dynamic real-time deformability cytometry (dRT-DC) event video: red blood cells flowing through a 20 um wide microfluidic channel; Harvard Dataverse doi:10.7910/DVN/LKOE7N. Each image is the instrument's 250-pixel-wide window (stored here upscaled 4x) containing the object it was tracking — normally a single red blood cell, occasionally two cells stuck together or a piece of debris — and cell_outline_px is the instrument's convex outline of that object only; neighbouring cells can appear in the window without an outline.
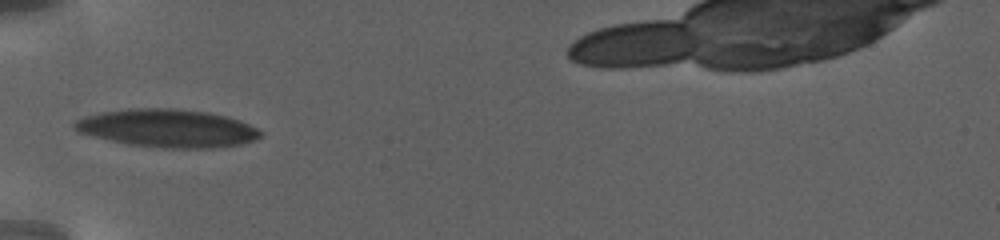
{"species": "human", "species_latin": "Homo sapiens", "temperature_condition": "warm", "stored_images_in_passage": 39, "camera_frame_rate_fps": 3000, "um_per_image_px": 0.085, "donor": {"sex": "female"}, "frame": {"image": 1, "passage_image": 1, "time_ms": 0.0, "image_size_px": [1000, 240], "cell_outline_px": [[260, 136], [252, 140], [240, 144], [212, 148], [160, 148], [128, 144], [80, 132], [72, 128], [72, 124], [76, 120], [100, 112], [128, 108], [172, 108], [208, 112], [224, 116], [248, 124], [256, 128], [260, 132]], "centroid_in_image_um": [14.2, 10.89], "position_along_channel_um": 70.8, "area_um2": 40.69}}
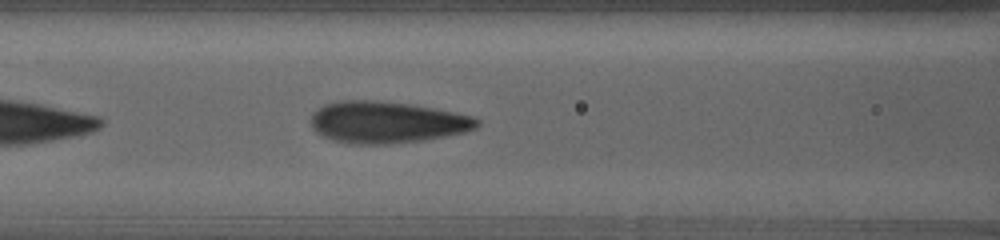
{"frame": {"image": 2, "passage_image": 22, "time_ms": 2.333, "image_size_px": [1000, 240], "cell_outline_px": [[480, 124], [476, 128], [464, 132], [424, 140], [388, 144], [348, 144], [332, 140], [316, 132], [312, 128], [312, 116], [320, 108], [328, 104], [344, 100], [372, 100], [408, 104], [432, 108], [472, 116], [480, 120]], "centroid_in_image_um": [32.89, 10.41], "position_along_channel_um": 133.7, "area_um2": 39.94}}
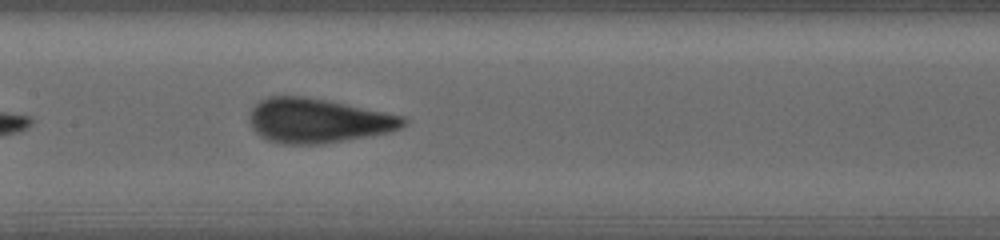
{"frame": {"image": 3, "passage_image": 38, "time_ms": 4.0, "image_size_px": [1000, 240], "cell_outline_px": [[408, 120], [400, 128], [388, 132], [368, 136], [320, 144], [280, 144], [268, 140], [260, 136], [252, 128], [248, 120], [252, 108], [260, 100], [268, 96], [304, 96], [324, 100], [400, 116]], "centroid_in_image_um": [26.93, 10.27], "position_along_channel_um": 180.5, "area_um2": 39.25}}